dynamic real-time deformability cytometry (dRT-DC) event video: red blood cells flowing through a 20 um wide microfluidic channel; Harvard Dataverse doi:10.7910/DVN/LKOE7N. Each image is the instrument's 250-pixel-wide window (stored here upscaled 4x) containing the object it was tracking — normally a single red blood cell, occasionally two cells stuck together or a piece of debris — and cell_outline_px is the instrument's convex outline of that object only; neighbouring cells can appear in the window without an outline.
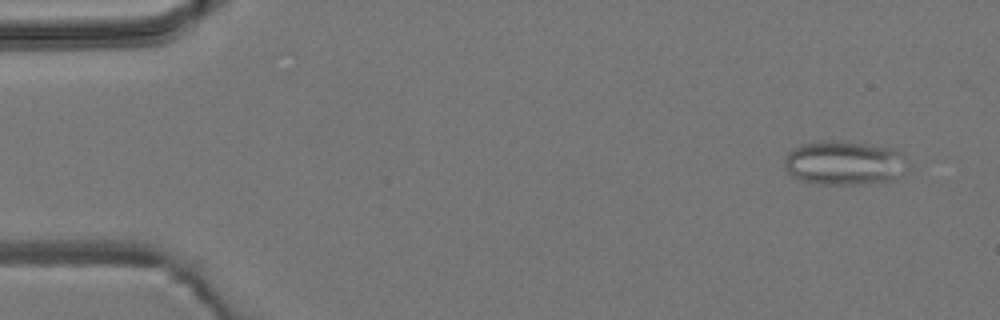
{"species": "common noctule bat (a hibernating species)", "species_latin": "Nyctalus noctula", "temperature_condition": "room temperature", "stored_images_in_passage": 5, "camera_frame_rate_fps": 3000, "um_per_image_px": 0.085, "animal": {"sex": "male", "body_mass_g": 19.2, "forearm_length_mm": 51.8}, "frame": {"image": 1, "passage_image": 1, "time_ms": 0.0, "image_size_px": [1000, 320], "cell_outline_px": [[904, 156], [896, 180], [860, 184], [816, 184], [800, 180], [792, 176], [788, 172], [784, 164], [784, 156], [792, 148], [804, 144], [828, 140], [832, 140], [864, 144], [892, 148], [900, 152]], "centroid_in_image_um": [71.65, 13.86], "position_along_channel_um": 13.3, "area_um2": 31.15}}